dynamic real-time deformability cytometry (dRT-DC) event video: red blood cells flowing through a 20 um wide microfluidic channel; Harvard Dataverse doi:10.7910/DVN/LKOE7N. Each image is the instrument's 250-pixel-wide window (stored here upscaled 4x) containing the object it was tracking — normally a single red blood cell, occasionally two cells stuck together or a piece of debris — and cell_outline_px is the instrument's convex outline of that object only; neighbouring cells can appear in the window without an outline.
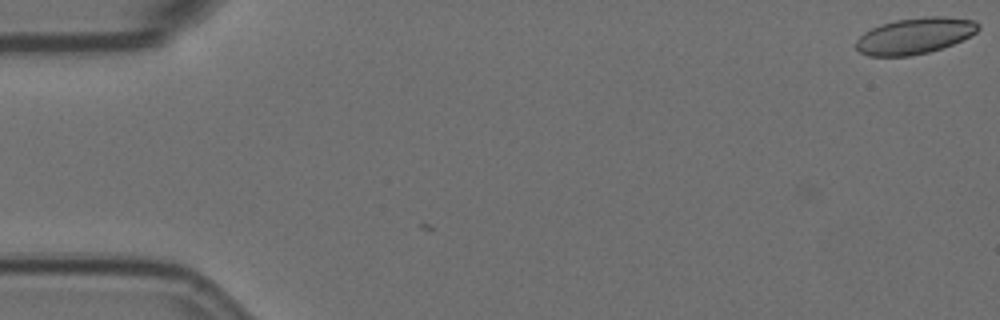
{"species": "Egyptian fruit bat (a non-hibernating species)", "species_latin": "Rousettus aegyptiacus", "temperature_condition": "room temperature", "stored_images_in_passage": 3, "camera_frame_rate_fps": 3000, "um_per_image_px": 0.085, "animal": {"sex": "female"}, "frame": {"image": 1, "passage_image": 1, "time_ms": 0.0, "image_size_px": [1000, 320], "cell_outline_px": [[980, 28], [976, 32], [952, 44], [928, 52], [908, 56], [868, 56], [860, 52], [856, 48], [856, 40], [864, 32], [880, 24], [896, 20], [928, 16], [944, 16], [972, 20], [980, 24]], "centroid_in_image_um": [77.73, 3.04], "position_along_channel_um": 7.3, "area_um2": 25.55}}